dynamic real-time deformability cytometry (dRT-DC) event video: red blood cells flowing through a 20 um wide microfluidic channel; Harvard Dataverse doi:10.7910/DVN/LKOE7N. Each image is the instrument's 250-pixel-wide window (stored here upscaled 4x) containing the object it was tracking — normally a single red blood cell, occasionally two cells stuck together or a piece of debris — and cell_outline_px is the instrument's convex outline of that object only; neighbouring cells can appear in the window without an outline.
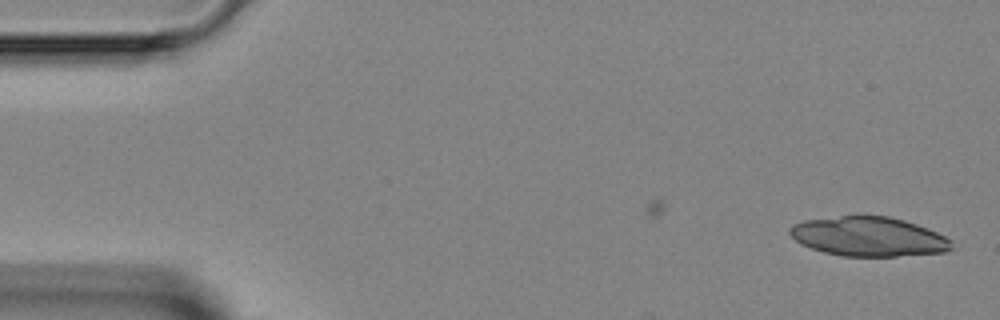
{"species": "Egyptian fruit bat (a non-hibernating species)", "species_latin": "Rousettus aegyptiacus", "temperature_condition": "room temperature", "stored_images_in_passage": 16, "camera_frame_rate_fps": 3000, "um_per_image_px": 0.085, "animal": {"sex": "female"}, "frame": {"image": 1, "passage_image": 1, "time_ms": 0.0, "image_size_px": [1000, 320], "cell_outline_px": [[952, 248], [944, 252], [896, 256], [844, 256], [824, 252], [800, 244], [788, 232], [788, 228], [792, 224], [804, 220], [856, 212], [860, 212], [888, 216], [904, 220], [928, 228], [952, 240]], "centroid_in_image_um": [73.78, 20.05], "position_along_channel_um": 11.2, "area_um2": 38.09}}